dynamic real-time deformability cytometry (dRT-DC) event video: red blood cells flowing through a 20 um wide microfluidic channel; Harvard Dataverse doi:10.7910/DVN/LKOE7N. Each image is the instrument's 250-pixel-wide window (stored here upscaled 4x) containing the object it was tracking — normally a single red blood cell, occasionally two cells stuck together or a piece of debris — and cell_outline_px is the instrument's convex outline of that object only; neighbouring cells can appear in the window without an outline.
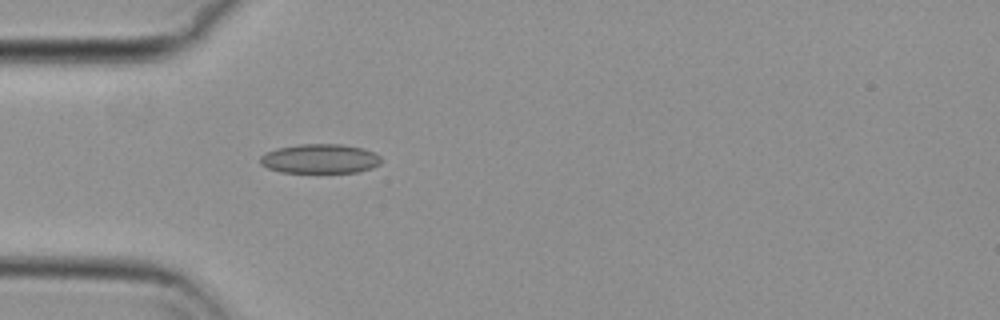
{"species": "common noctule bat (a hibernating species)", "species_latin": "Nyctalus noctula", "temperature_condition": "cold", "stored_images_in_passage": 5, "camera_frame_rate_fps": 3000, "um_per_image_px": 0.085, "animal": {"sex": "female", "body_mass_g": 29.2, "forearm_length_mm": 56.3}, "frame": {"image": 1, "passage_image": 1, "time_ms": 0.0, "image_size_px": [1000, 320], "cell_outline_px": [[380, 164], [372, 168], [356, 172], [280, 172], [268, 168], [260, 164], [260, 156], [276, 148], [300, 144], [340, 144], [360, 148], [372, 152], [380, 156]], "centroid_in_image_um": [27.17, 13.49], "position_along_channel_um": 57.8, "area_um2": 20.52}}
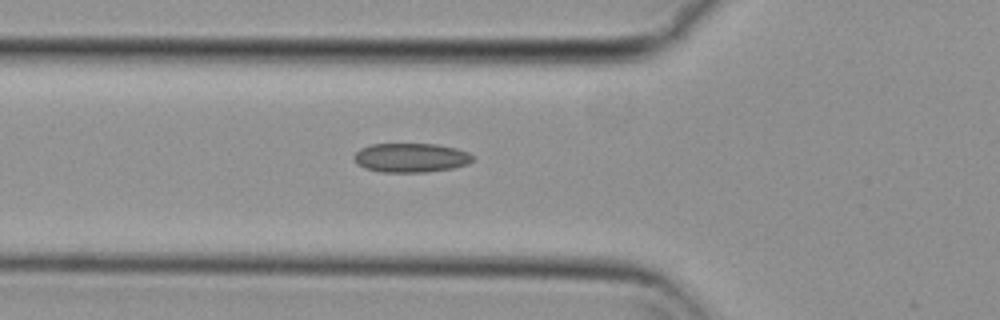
{"frame": {"image": 2, "passage_image": 4, "time_ms": 1.0, "image_size_px": [1000, 320], "cell_outline_px": [[472, 160], [468, 164], [452, 168], [424, 172], [380, 172], [364, 168], [356, 164], [352, 156], [360, 148], [372, 144], [436, 144], [456, 148], [468, 152], [472, 156]], "centroid_in_image_um": [34.88, 13.4], "position_along_channel_um": 90.9, "area_um2": 20.23}}